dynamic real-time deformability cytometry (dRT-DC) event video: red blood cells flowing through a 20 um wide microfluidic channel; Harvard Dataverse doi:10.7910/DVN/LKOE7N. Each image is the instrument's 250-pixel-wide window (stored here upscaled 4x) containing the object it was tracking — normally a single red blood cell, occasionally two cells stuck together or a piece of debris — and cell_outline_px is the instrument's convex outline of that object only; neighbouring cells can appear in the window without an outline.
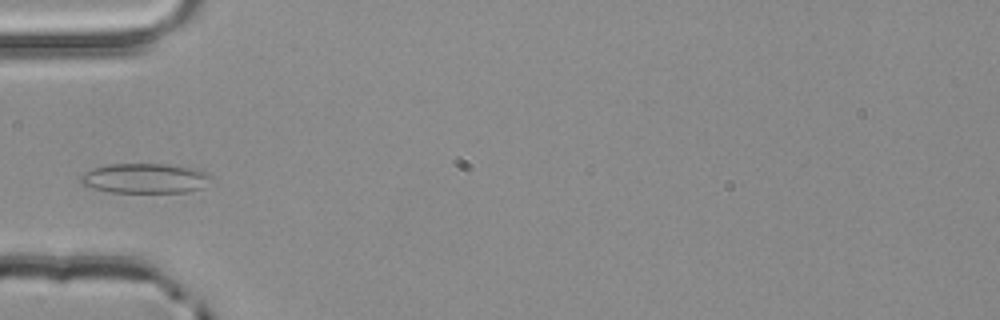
{"species": "common noctule bat (a hibernating species)", "species_latin": "Nyctalus noctula", "temperature_condition": "room temperature", "stored_images_in_passage": 2, "camera_frame_rate_fps": 3000, "um_per_image_px": 0.085, "animal": {"sex": "male", "body_mass_g": 20.4}, "frame": {"image": 1, "passage_image": 2, "time_ms": 0.333, "image_size_px": [1000, 320], "cell_outline_px": [[216, 180], [200, 188], [188, 192], [108, 192], [92, 188], [80, 184], [80, 176], [84, 172], [92, 168], [108, 164], [168, 164], [196, 168], [208, 172]], "centroid_in_image_um": [12.37, 15.15], "position_along_channel_um": 72.6, "area_um2": 23.18}}